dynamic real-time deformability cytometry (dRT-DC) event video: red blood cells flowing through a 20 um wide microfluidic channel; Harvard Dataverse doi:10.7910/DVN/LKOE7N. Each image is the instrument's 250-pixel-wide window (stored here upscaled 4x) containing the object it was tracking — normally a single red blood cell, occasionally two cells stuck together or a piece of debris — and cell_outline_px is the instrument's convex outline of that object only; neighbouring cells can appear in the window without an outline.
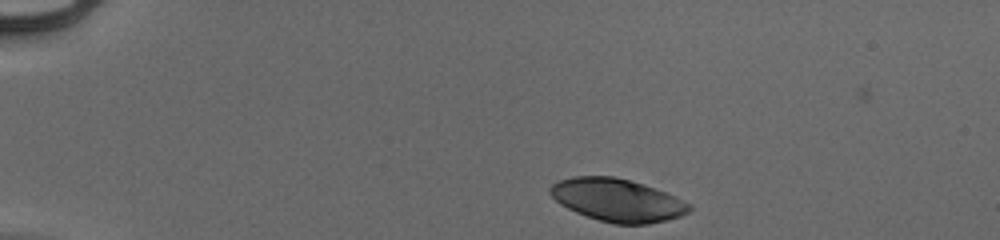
{"species": "human", "species_latin": "Homo sapiens", "temperature_condition": "cold", "stored_images_in_passage": 44, "camera_frame_rate_fps": 3000, "um_per_image_px": 0.085, "donor": {"sex": "male"}, "frame": {"image": 1, "passage_image": 1, "time_ms": 0.0, "image_size_px": [1000, 240], "cell_outline_px": [[692, 208], [688, 212], [680, 216], [648, 224], [616, 224], [600, 220], [576, 212], [560, 204], [548, 192], [548, 188], [552, 184], [560, 180], [572, 176], [616, 176], [644, 184], [664, 192], [692, 204]], "centroid_in_image_um": [52.46, 16.99], "position_along_channel_um": 32.5, "area_um2": 34.51}}
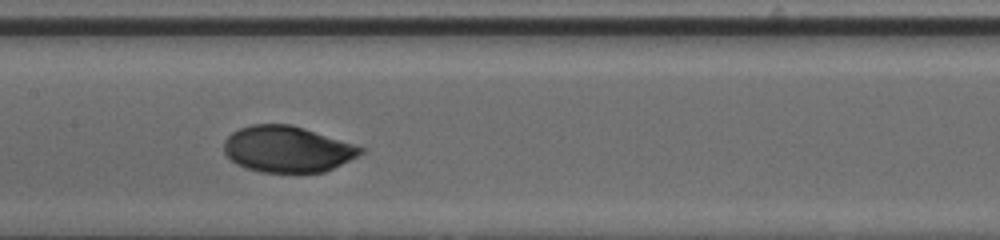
{"frame": {"image": 2, "passage_image": 19, "time_ms": 6.0, "image_size_px": [1000, 240], "cell_outline_px": [[364, 152], [324, 172], [260, 172], [236, 164], [224, 152], [224, 140], [232, 132], [240, 128], [252, 124], [292, 124], [364, 148]], "centroid_in_image_um": [24.38, 12.67], "position_along_channel_um": 183.0, "area_um2": 36.3}}
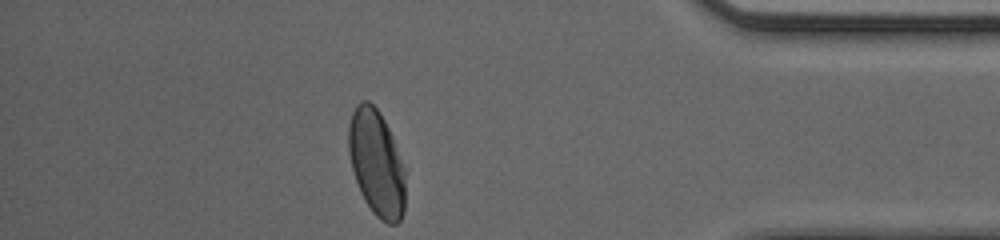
{"frame": {"image": 3, "passage_image": 38, "time_ms": 12.333, "image_size_px": [1000, 240], "cell_outline_px": [[408, 168], [404, 212], [400, 220], [396, 224], [388, 224], [380, 220], [372, 212], [364, 200], [360, 192], [352, 168], [348, 152], [348, 128], [352, 112], [356, 104], [360, 100], [368, 100], [380, 112]], "centroid_in_image_um": [32.05, 13.88], "position_along_channel_um": 403.1, "area_um2": 36.18}, "authors_computed_cell_mechanics": {"area_um2": 36.2984, "velocity_mm_per_s": 3.9186, "shape_relaxation_time_tau1_ms": 2.8469, "shape_relaxation_time_tau2_ms": null, "deformation_change_tau1": 0.1452, "deformation_change_tau2": null}}